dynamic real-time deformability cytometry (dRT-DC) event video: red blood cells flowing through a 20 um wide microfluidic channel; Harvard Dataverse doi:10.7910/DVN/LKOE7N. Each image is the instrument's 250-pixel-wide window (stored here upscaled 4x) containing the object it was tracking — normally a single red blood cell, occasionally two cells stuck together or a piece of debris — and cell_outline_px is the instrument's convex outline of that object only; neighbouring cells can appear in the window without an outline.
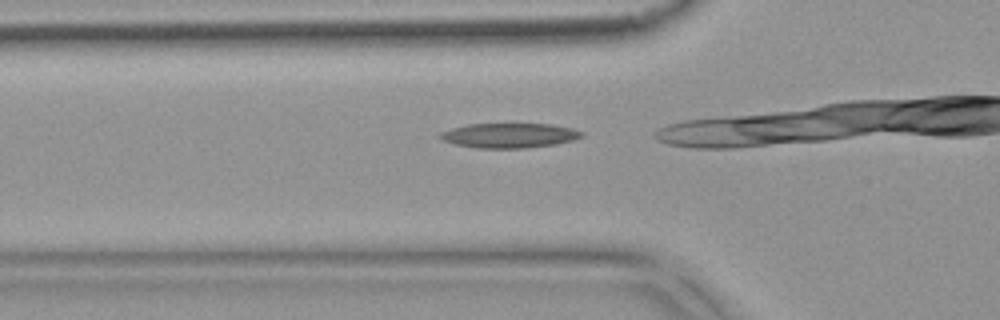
{"species": "common noctule bat (a hibernating species)", "species_latin": "Nyctalus noctula", "temperature_condition": "warm", "stored_images_in_passage": 10, "camera_frame_rate_fps": 3000, "um_per_image_px": 0.085, "animal": {"sex": "female", "body_mass_g": 18.4}, "frame": {"image": 1, "passage_image": 2, "time_ms": 0.333, "image_size_px": [1000, 320], "cell_outline_px": [[584, 136], [572, 140], [556, 144], [524, 148], [476, 148], [456, 144], [444, 140], [440, 136], [440, 132], [452, 128], [468, 124], [548, 124], [572, 128], [584, 132]], "centroid_in_image_um": [43.32, 11.51], "position_along_channel_um": 82.5, "area_um2": 20.23}}